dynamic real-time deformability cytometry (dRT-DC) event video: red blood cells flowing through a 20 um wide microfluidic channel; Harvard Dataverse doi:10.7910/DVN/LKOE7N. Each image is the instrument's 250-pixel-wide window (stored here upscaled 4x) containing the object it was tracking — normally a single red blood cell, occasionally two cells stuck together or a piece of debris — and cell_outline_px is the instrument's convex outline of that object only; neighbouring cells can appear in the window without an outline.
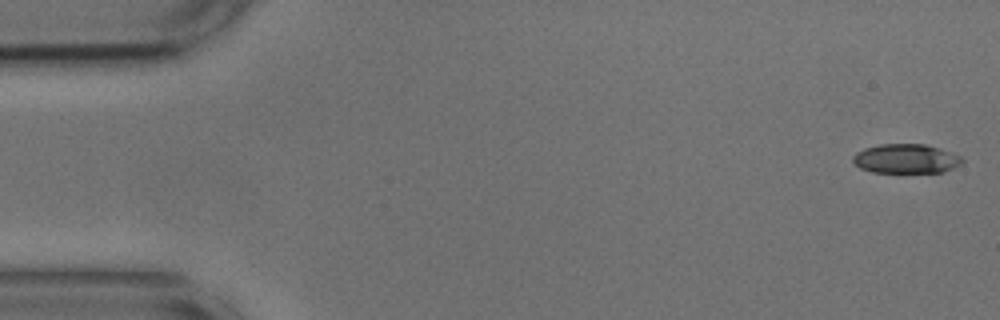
{"species": "common noctule bat (a hibernating species)", "species_latin": "Nyctalus noctula", "temperature_condition": "cold", "stored_images_in_passage": 54, "camera_frame_rate_fps": 3000, "um_per_image_px": 0.085, "animal": {"sex": "male", "body_mass_g": 17.9, "forearm_length_mm": 54.2}, "frame": {"image": 1, "passage_image": 1, "time_ms": 0.0, "image_size_px": [1000, 320], "cell_outline_px": [[964, 160], [960, 164], [944, 172], [872, 172], [860, 168], [852, 160], [852, 156], [856, 152], [864, 148], [880, 144], [924, 144], [940, 148], [960, 156]], "centroid_in_image_um": [76.99, 13.48], "position_along_channel_um": 8.0, "area_um2": 18.61}}
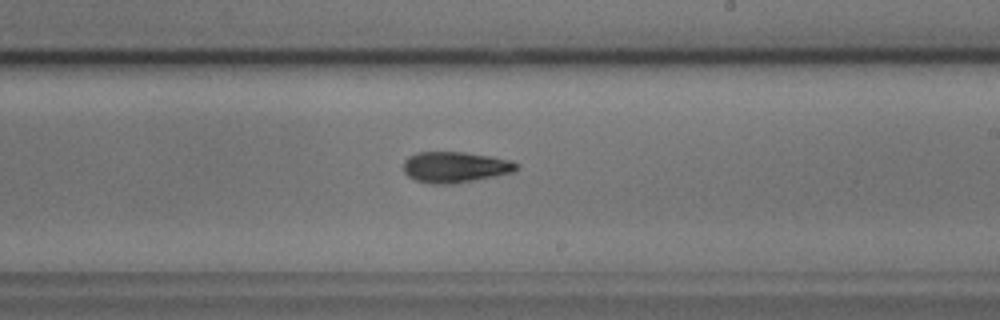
{"frame": {"image": 2, "passage_image": 31, "time_ms": 10.0, "image_size_px": [1000, 320], "cell_outline_px": [[520, 168], [516, 172], [496, 176], [452, 184], [428, 184], [416, 180], [408, 176], [404, 172], [404, 160], [408, 156], [416, 152], [464, 152], [512, 160], [520, 164]], "centroid_in_image_um": [38.72, 14.21], "position_along_channel_um": 250.3, "area_um2": 20.63}}
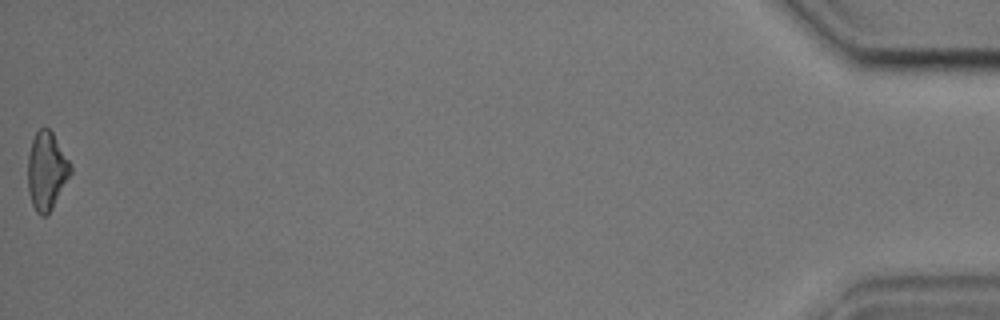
{"frame": {"image": 3, "passage_image": 54, "time_ms": 17.667, "image_size_px": [1000, 320], "cell_outline_px": [[72, 172], [52, 208], [44, 216], [40, 216], [36, 212], [32, 204], [28, 192], [28, 156], [32, 140], [36, 132], [40, 128], [48, 128], [52, 132], [72, 164]], "centroid_in_image_um": [3.97, 14.52], "position_along_channel_um": 431.2, "area_um2": 19.36}, "authors_computed_cell_mechanics": {"area_um2": 19.8254, "velocity_mm_per_s": 3.661, "shape_relaxation_time_tau1_ms": 4.5309, "shape_relaxation_time_tau2_ms": 4.2627, "deformation_change_tau1": 0.1551, "deformation_change_tau2": 0.1357}}